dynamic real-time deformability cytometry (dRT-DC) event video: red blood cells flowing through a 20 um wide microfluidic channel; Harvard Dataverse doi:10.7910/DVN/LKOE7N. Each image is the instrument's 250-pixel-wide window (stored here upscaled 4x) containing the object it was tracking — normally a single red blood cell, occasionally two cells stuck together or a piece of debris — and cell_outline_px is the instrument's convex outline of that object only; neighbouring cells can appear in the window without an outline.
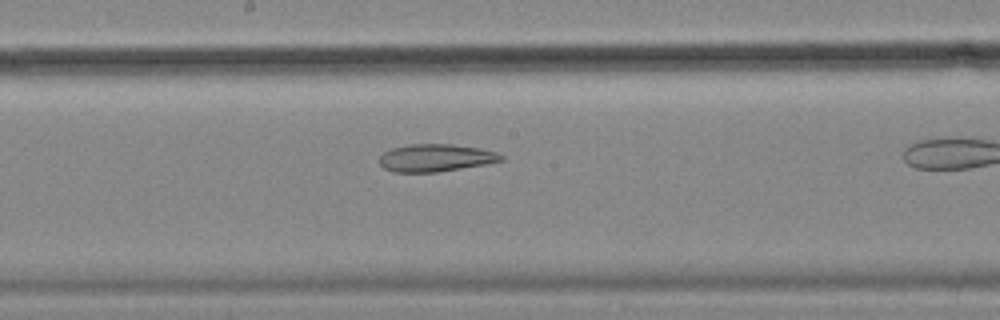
{"species": "common noctule bat (a hibernating species)", "species_latin": "Nyctalus noctula", "temperature_condition": "cold", "stored_images_in_passage": 35, "camera_frame_rate_fps": 3000, "um_per_image_px": 0.085, "animal": {"sex": "female", "body_mass_g": 18.4}, "frame": {"image": 1, "passage_image": 20, "time_ms": 6.333, "image_size_px": [1000, 320], "cell_outline_px": [[504, 160], [488, 164], [436, 172], [392, 172], [384, 168], [380, 164], [380, 156], [384, 152], [392, 148], [412, 144], [452, 144], [480, 148], [496, 152], [504, 156]], "centroid_in_image_um": [37.06, 13.42], "position_along_channel_um": 211.1, "area_um2": 19.54}}